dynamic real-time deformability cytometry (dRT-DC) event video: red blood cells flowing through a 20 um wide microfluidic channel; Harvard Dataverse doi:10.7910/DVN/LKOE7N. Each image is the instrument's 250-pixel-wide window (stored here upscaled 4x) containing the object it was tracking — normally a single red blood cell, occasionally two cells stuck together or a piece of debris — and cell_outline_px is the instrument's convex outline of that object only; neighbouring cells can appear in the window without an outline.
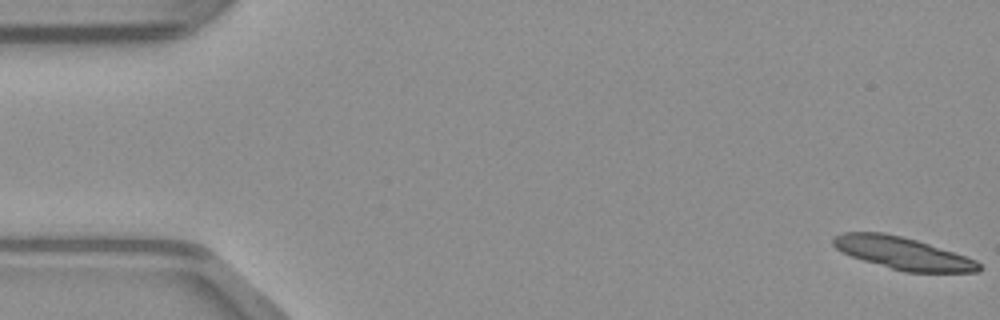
{"species": "common noctule bat (a hibernating species)", "species_latin": "Nyctalus noctula", "temperature_condition": "warm", "stored_images_in_passage": 51, "segment_of_instrument_passage": [1, 2], "camera_frame_rate_fps": 3000, "um_per_image_px": 0.085, "animal": {"sex": "male", "body_mass_g": 23.1, "forearm_length_mm": 52.7}, "frame": {"image": 1, "passage_image": 1, "time_ms": 0.0, "image_size_px": [1000, 320], "cell_outline_px": [[984, 268], [980, 272], [904, 272], [864, 260], [840, 252], [832, 244], [832, 236], [844, 232], [884, 232], [916, 240], [976, 260]], "centroid_in_image_um": [76.71, 21.52], "position_along_channel_um": 8.3, "area_um2": 27.22}}